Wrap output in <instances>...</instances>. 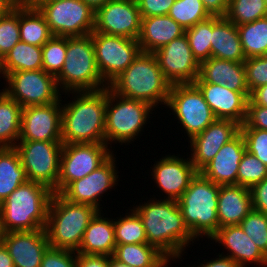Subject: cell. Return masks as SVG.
I'll list each match as a JSON object with an SVG mask.
<instances>
[{
    "instance_id": "6da1fadb",
    "label": "cell",
    "mask_w": 267,
    "mask_h": 267,
    "mask_svg": "<svg viewBox=\"0 0 267 267\" xmlns=\"http://www.w3.org/2000/svg\"><path fill=\"white\" fill-rule=\"evenodd\" d=\"M152 199L133 207L143 222L147 242L169 260L179 259L195 238L186 227L176 200Z\"/></svg>"
},
{
    "instance_id": "7a4b0ae2",
    "label": "cell",
    "mask_w": 267,
    "mask_h": 267,
    "mask_svg": "<svg viewBox=\"0 0 267 267\" xmlns=\"http://www.w3.org/2000/svg\"><path fill=\"white\" fill-rule=\"evenodd\" d=\"M72 93V102L62 105V143L105 144L107 87Z\"/></svg>"
},
{
    "instance_id": "3957f363",
    "label": "cell",
    "mask_w": 267,
    "mask_h": 267,
    "mask_svg": "<svg viewBox=\"0 0 267 267\" xmlns=\"http://www.w3.org/2000/svg\"><path fill=\"white\" fill-rule=\"evenodd\" d=\"M53 194L41 183L27 181L20 185L0 204V232L45 228Z\"/></svg>"
},
{
    "instance_id": "277c9868",
    "label": "cell",
    "mask_w": 267,
    "mask_h": 267,
    "mask_svg": "<svg viewBox=\"0 0 267 267\" xmlns=\"http://www.w3.org/2000/svg\"><path fill=\"white\" fill-rule=\"evenodd\" d=\"M108 87L116 94L157 107L167 104L171 84L166 80L153 53L140 52Z\"/></svg>"
},
{
    "instance_id": "5b68a950",
    "label": "cell",
    "mask_w": 267,
    "mask_h": 267,
    "mask_svg": "<svg viewBox=\"0 0 267 267\" xmlns=\"http://www.w3.org/2000/svg\"><path fill=\"white\" fill-rule=\"evenodd\" d=\"M97 212L90 205L74 203L60 193H54L45 227L49 246L77 252L84 232Z\"/></svg>"
},
{
    "instance_id": "8992f818",
    "label": "cell",
    "mask_w": 267,
    "mask_h": 267,
    "mask_svg": "<svg viewBox=\"0 0 267 267\" xmlns=\"http://www.w3.org/2000/svg\"><path fill=\"white\" fill-rule=\"evenodd\" d=\"M220 185L200 172L177 200L186 227L195 239L211 238L219 229L217 203Z\"/></svg>"
},
{
    "instance_id": "52a82bcc",
    "label": "cell",
    "mask_w": 267,
    "mask_h": 267,
    "mask_svg": "<svg viewBox=\"0 0 267 267\" xmlns=\"http://www.w3.org/2000/svg\"><path fill=\"white\" fill-rule=\"evenodd\" d=\"M56 82L62 93L97 91L108 87L96 65L95 50L90 35L67 37L66 58Z\"/></svg>"
},
{
    "instance_id": "ba28073f",
    "label": "cell",
    "mask_w": 267,
    "mask_h": 267,
    "mask_svg": "<svg viewBox=\"0 0 267 267\" xmlns=\"http://www.w3.org/2000/svg\"><path fill=\"white\" fill-rule=\"evenodd\" d=\"M151 110L154 107L150 104L122 97L107 87L105 144L119 142L122 145L136 140L147 124Z\"/></svg>"
},
{
    "instance_id": "9c48e42d",
    "label": "cell",
    "mask_w": 267,
    "mask_h": 267,
    "mask_svg": "<svg viewBox=\"0 0 267 267\" xmlns=\"http://www.w3.org/2000/svg\"><path fill=\"white\" fill-rule=\"evenodd\" d=\"M34 7L44 16L54 36L81 37L94 30L95 11L83 0L37 3Z\"/></svg>"
},
{
    "instance_id": "30bf717a",
    "label": "cell",
    "mask_w": 267,
    "mask_h": 267,
    "mask_svg": "<svg viewBox=\"0 0 267 267\" xmlns=\"http://www.w3.org/2000/svg\"><path fill=\"white\" fill-rule=\"evenodd\" d=\"M28 181L41 183L58 193L62 142L18 141L14 146Z\"/></svg>"
},
{
    "instance_id": "8fae6325",
    "label": "cell",
    "mask_w": 267,
    "mask_h": 267,
    "mask_svg": "<svg viewBox=\"0 0 267 267\" xmlns=\"http://www.w3.org/2000/svg\"><path fill=\"white\" fill-rule=\"evenodd\" d=\"M166 106L182 125L189 140L216 120L202 92L194 84L171 85Z\"/></svg>"
},
{
    "instance_id": "7c38bea8",
    "label": "cell",
    "mask_w": 267,
    "mask_h": 267,
    "mask_svg": "<svg viewBox=\"0 0 267 267\" xmlns=\"http://www.w3.org/2000/svg\"><path fill=\"white\" fill-rule=\"evenodd\" d=\"M4 90L23 108L48 105L61 97L56 77L42 70L15 71L5 77Z\"/></svg>"
},
{
    "instance_id": "4fadbf2b",
    "label": "cell",
    "mask_w": 267,
    "mask_h": 267,
    "mask_svg": "<svg viewBox=\"0 0 267 267\" xmlns=\"http://www.w3.org/2000/svg\"><path fill=\"white\" fill-rule=\"evenodd\" d=\"M97 69L103 81L109 85L141 52L139 42L131 38L91 33Z\"/></svg>"
},
{
    "instance_id": "5bb4252c",
    "label": "cell",
    "mask_w": 267,
    "mask_h": 267,
    "mask_svg": "<svg viewBox=\"0 0 267 267\" xmlns=\"http://www.w3.org/2000/svg\"><path fill=\"white\" fill-rule=\"evenodd\" d=\"M102 143L63 144L60 156L58 193L100 167L113 152Z\"/></svg>"
},
{
    "instance_id": "9a60e30c",
    "label": "cell",
    "mask_w": 267,
    "mask_h": 267,
    "mask_svg": "<svg viewBox=\"0 0 267 267\" xmlns=\"http://www.w3.org/2000/svg\"><path fill=\"white\" fill-rule=\"evenodd\" d=\"M166 80L171 84H191L199 76L196 60L184 34L153 53Z\"/></svg>"
},
{
    "instance_id": "2e32d148",
    "label": "cell",
    "mask_w": 267,
    "mask_h": 267,
    "mask_svg": "<svg viewBox=\"0 0 267 267\" xmlns=\"http://www.w3.org/2000/svg\"><path fill=\"white\" fill-rule=\"evenodd\" d=\"M142 17L136 0H110L95 11V32L137 40Z\"/></svg>"
},
{
    "instance_id": "e0dca14e",
    "label": "cell",
    "mask_w": 267,
    "mask_h": 267,
    "mask_svg": "<svg viewBox=\"0 0 267 267\" xmlns=\"http://www.w3.org/2000/svg\"><path fill=\"white\" fill-rule=\"evenodd\" d=\"M61 101L24 107L19 141L62 142Z\"/></svg>"
},
{
    "instance_id": "ac0fdd59",
    "label": "cell",
    "mask_w": 267,
    "mask_h": 267,
    "mask_svg": "<svg viewBox=\"0 0 267 267\" xmlns=\"http://www.w3.org/2000/svg\"><path fill=\"white\" fill-rule=\"evenodd\" d=\"M115 159L113 153L100 167L86 177L70 183L60 194L71 202L90 205L102 211L101 196L119 181Z\"/></svg>"
},
{
    "instance_id": "d6986e66",
    "label": "cell",
    "mask_w": 267,
    "mask_h": 267,
    "mask_svg": "<svg viewBox=\"0 0 267 267\" xmlns=\"http://www.w3.org/2000/svg\"><path fill=\"white\" fill-rule=\"evenodd\" d=\"M240 127V124L232 120L216 119L203 132L189 140L193 152L190 160L198 172L211 162L225 143L240 132Z\"/></svg>"
},
{
    "instance_id": "ffe728a7",
    "label": "cell",
    "mask_w": 267,
    "mask_h": 267,
    "mask_svg": "<svg viewBox=\"0 0 267 267\" xmlns=\"http://www.w3.org/2000/svg\"><path fill=\"white\" fill-rule=\"evenodd\" d=\"M159 160L152 168V179L155 180L157 188L168 195L164 196V199L177 201L198 171L190 158L183 159L174 155H166Z\"/></svg>"
},
{
    "instance_id": "44dd1931",
    "label": "cell",
    "mask_w": 267,
    "mask_h": 267,
    "mask_svg": "<svg viewBox=\"0 0 267 267\" xmlns=\"http://www.w3.org/2000/svg\"><path fill=\"white\" fill-rule=\"evenodd\" d=\"M0 240L8 249L14 267H40L50 247L45 228L1 233Z\"/></svg>"
},
{
    "instance_id": "7402d4cb",
    "label": "cell",
    "mask_w": 267,
    "mask_h": 267,
    "mask_svg": "<svg viewBox=\"0 0 267 267\" xmlns=\"http://www.w3.org/2000/svg\"><path fill=\"white\" fill-rule=\"evenodd\" d=\"M216 119L245 123L250 92H236L227 87L206 82H194Z\"/></svg>"
},
{
    "instance_id": "603a6c76",
    "label": "cell",
    "mask_w": 267,
    "mask_h": 267,
    "mask_svg": "<svg viewBox=\"0 0 267 267\" xmlns=\"http://www.w3.org/2000/svg\"><path fill=\"white\" fill-rule=\"evenodd\" d=\"M246 151L244 137L239 132L232 140L222 146L200 173L218 185L237 184L239 164Z\"/></svg>"
},
{
    "instance_id": "cb8c5ba5",
    "label": "cell",
    "mask_w": 267,
    "mask_h": 267,
    "mask_svg": "<svg viewBox=\"0 0 267 267\" xmlns=\"http://www.w3.org/2000/svg\"><path fill=\"white\" fill-rule=\"evenodd\" d=\"M210 240H214L228 249L227 255L224 256L230 257L241 267H247V263L267 267V257L246 235L240 225L221 227Z\"/></svg>"
},
{
    "instance_id": "d4e9b609",
    "label": "cell",
    "mask_w": 267,
    "mask_h": 267,
    "mask_svg": "<svg viewBox=\"0 0 267 267\" xmlns=\"http://www.w3.org/2000/svg\"><path fill=\"white\" fill-rule=\"evenodd\" d=\"M195 82L219 84L236 92H249L244 62H234L211 57L200 63Z\"/></svg>"
},
{
    "instance_id": "484cf974",
    "label": "cell",
    "mask_w": 267,
    "mask_h": 267,
    "mask_svg": "<svg viewBox=\"0 0 267 267\" xmlns=\"http://www.w3.org/2000/svg\"><path fill=\"white\" fill-rule=\"evenodd\" d=\"M217 205L219 228L239 225L253 209L250 190L237 184L220 185Z\"/></svg>"
},
{
    "instance_id": "4316f807",
    "label": "cell",
    "mask_w": 267,
    "mask_h": 267,
    "mask_svg": "<svg viewBox=\"0 0 267 267\" xmlns=\"http://www.w3.org/2000/svg\"><path fill=\"white\" fill-rule=\"evenodd\" d=\"M185 30L169 15L144 17L141 20L137 41L141 52L154 53L175 38L184 35Z\"/></svg>"
},
{
    "instance_id": "83f0119b",
    "label": "cell",
    "mask_w": 267,
    "mask_h": 267,
    "mask_svg": "<svg viewBox=\"0 0 267 267\" xmlns=\"http://www.w3.org/2000/svg\"><path fill=\"white\" fill-rule=\"evenodd\" d=\"M211 57L244 62L238 28L226 17L212 16Z\"/></svg>"
},
{
    "instance_id": "f1b7e54d",
    "label": "cell",
    "mask_w": 267,
    "mask_h": 267,
    "mask_svg": "<svg viewBox=\"0 0 267 267\" xmlns=\"http://www.w3.org/2000/svg\"><path fill=\"white\" fill-rule=\"evenodd\" d=\"M101 214L98 211L90 220L76 253L113 256L116 247L114 221Z\"/></svg>"
},
{
    "instance_id": "f546056e",
    "label": "cell",
    "mask_w": 267,
    "mask_h": 267,
    "mask_svg": "<svg viewBox=\"0 0 267 267\" xmlns=\"http://www.w3.org/2000/svg\"><path fill=\"white\" fill-rule=\"evenodd\" d=\"M113 257L131 267H168L170 260L148 243L116 245Z\"/></svg>"
},
{
    "instance_id": "4dcf8cb0",
    "label": "cell",
    "mask_w": 267,
    "mask_h": 267,
    "mask_svg": "<svg viewBox=\"0 0 267 267\" xmlns=\"http://www.w3.org/2000/svg\"><path fill=\"white\" fill-rule=\"evenodd\" d=\"M27 181L17 150L14 147L0 148V204Z\"/></svg>"
},
{
    "instance_id": "1f68e13d",
    "label": "cell",
    "mask_w": 267,
    "mask_h": 267,
    "mask_svg": "<svg viewBox=\"0 0 267 267\" xmlns=\"http://www.w3.org/2000/svg\"><path fill=\"white\" fill-rule=\"evenodd\" d=\"M22 109L4 90L0 92V148L14 147L19 141Z\"/></svg>"
},
{
    "instance_id": "d6a6232c",
    "label": "cell",
    "mask_w": 267,
    "mask_h": 267,
    "mask_svg": "<svg viewBox=\"0 0 267 267\" xmlns=\"http://www.w3.org/2000/svg\"><path fill=\"white\" fill-rule=\"evenodd\" d=\"M42 47L19 41L1 60L5 78L15 71L42 70Z\"/></svg>"
},
{
    "instance_id": "836d02e7",
    "label": "cell",
    "mask_w": 267,
    "mask_h": 267,
    "mask_svg": "<svg viewBox=\"0 0 267 267\" xmlns=\"http://www.w3.org/2000/svg\"><path fill=\"white\" fill-rule=\"evenodd\" d=\"M20 41L42 47L53 35L35 7H19Z\"/></svg>"
},
{
    "instance_id": "e575fe53",
    "label": "cell",
    "mask_w": 267,
    "mask_h": 267,
    "mask_svg": "<svg viewBox=\"0 0 267 267\" xmlns=\"http://www.w3.org/2000/svg\"><path fill=\"white\" fill-rule=\"evenodd\" d=\"M237 28L246 58L267 56V16Z\"/></svg>"
},
{
    "instance_id": "d590c367",
    "label": "cell",
    "mask_w": 267,
    "mask_h": 267,
    "mask_svg": "<svg viewBox=\"0 0 267 267\" xmlns=\"http://www.w3.org/2000/svg\"><path fill=\"white\" fill-rule=\"evenodd\" d=\"M114 221L116 245L148 243L143 222L134 209Z\"/></svg>"
},
{
    "instance_id": "8d00e7d4",
    "label": "cell",
    "mask_w": 267,
    "mask_h": 267,
    "mask_svg": "<svg viewBox=\"0 0 267 267\" xmlns=\"http://www.w3.org/2000/svg\"><path fill=\"white\" fill-rule=\"evenodd\" d=\"M185 35L191 51L199 63L211 58L212 16L186 29Z\"/></svg>"
},
{
    "instance_id": "74e56055",
    "label": "cell",
    "mask_w": 267,
    "mask_h": 267,
    "mask_svg": "<svg viewBox=\"0 0 267 267\" xmlns=\"http://www.w3.org/2000/svg\"><path fill=\"white\" fill-rule=\"evenodd\" d=\"M267 16L265 0H229L225 17L239 26Z\"/></svg>"
},
{
    "instance_id": "f35d334b",
    "label": "cell",
    "mask_w": 267,
    "mask_h": 267,
    "mask_svg": "<svg viewBox=\"0 0 267 267\" xmlns=\"http://www.w3.org/2000/svg\"><path fill=\"white\" fill-rule=\"evenodd\" d=\"M184 29H188L211 15L202 0H175L168 14Z\"/></svg>"
},
{
    "instance_id": "ab89813d",
    "label": "cell",
    "mask_w": 267,
    "mask_h": 267,
    "mask_svg": "<svg viewBox=\"0 0 267 267\" xmlns=\"http://www.w3.org/2000/svg\"><path fill=\"white\" fill-rule=\"evenodd\" d=\"M19 41V7L9 5L0 13V60Z\"/></svg>"
},
{
    "instance_id": "60d3db41",
    "label": "cell",
    "mask_w": 267,
    "mask_h": 267,
    "mask_svg": "<svg viewBox=\"0 0 267 267\" xmlns=\"http://www.w3.org/2000/svg\"><path fill=\"white\" fill-rule=\"evenodd\" d=\"M67 51V37L52 36L42 46L43 70L53 76H57L64 64Z\"/></svg>"
},
{
    "instance_id": "b9f144b4",
    "label": "cell",
    "mask_w": 267,
    "mask_h": 267,
    "mask_svg": "<svg viewBox=\"0 0 267 267\" xmlns=\"http://www.w3.org/2000/svg\"><path fill=\"white\" fill-rule=\"evenodd\" d=\"M267 178V166L248 151L239 164L237 185L251 188Z\"/></svg>"
},
{
    "instance_id": "7bdbcfd3",
    "label": "cell",
    "mask_w": 267,
    "mask_h": 267,
    "mask_svg": "<svg viewBox=\"0 0 267 267\" xmlns=\"http://www.w3.org/2000/svg\"><path fill=\"white\" fill-rule=\"evenodd\" d=\"M239 225L267 257V214L252 209Z\"/></svg>"
},
{
    "instance_id": "ee69618b",
    "label": "cell",
    "mask_w": 267,
    "mask_h": 267,
    "mask_svg": "<svg viewBox=\"0 0 267 267\" xmlns=\"http://www.w3.org/2000/svg\"><path fill=\"white\" fill-rule=\"evenodd\" d=\"M249 92L267 84V56L249 57L244 61Z\"/></svg>"
},
{
    "instance_id": "f6af8a7d",
    "label": "cell",
    "mask_w": 267,
    "mask_h": 267,
    "mask_svg": "<svg viewBox=\"0 0 267 267\" xmlns=\"http://www.w3.org/2000/svg\"><path fill=\"white\" fill-rule=\"evenodd\" d=\"M247 151L267 166V130L240 129Z\"/></svg>"
},
{
    "instance_id": "bcb514c9",
    "label": "cell",
    "mask_w": 267,
    "mask_h": 267,
    "mask_svg": "<svg viewBox=\"0 0 267 267\" xmlns=\"http://www.w3.org/2000/svg\"><path fill=\"white\" fill-rule=\"evenodd\" d=\"M40 267H76V252L49 247L42 257Z\"/></svg>"
},
{
    "instance_id": "7dc6e473",
    "label": "cell",
    "mask_w": 267,
    "mask_h": 267,
    "mask_svg": "<svg viewBox=\"0 0 267 267\" xmlns=\"http://www.w3.org/2000/svg\"><path fill=\"white\" fill-rule=\"evenodd\" d=\"M240 129L267 130V107L255 105L249 100L246 120Z\"/></svg>"
},
{
    "instance_id": "c3c4849f",
    "label": "cell",
    "mask_w": 267,
    "mask_h": 267,
    "mask_svg": "<svg viewBox=\"0 0 267 267\" xmlns=\"http://www.w3.org/2000/svg\"><path fill=\"white\" fill-rule=\"evenodd\" d=\"M142 18L168 15L175 0H136Z\"/></svg>"
},
{
    "instance_id": "681fc988",
    "label": "cell",
    "mask_w": 267,
    "mask_h": 267,
    "mask_svg": "<svg viewBox=\"0 0 267 267\" xmlns=\"http://www.w3.org/2000/svg\"><path fill=\"white\" fill-rule=\"evenodd\" d=\"M249 190L253 210L267 214V178L252 186Z\"/></svg>"
},
{
    "instance_id": "f907efd6",
    "label": "cell",
    "mask_w": 267,
    "mask_h": 267,
    "mask_svg": "<svg viewBox=\"0 0 267 267\" xmlns=\"http://www.w3.org/2000/svg\"><path fill=\"white\" fill-rule=\"evenodd\" d=\"M76 267H109V256L76 253Z\"/></svg>"
},
{
    "instance_id": "816d5d0a",
    "label": "cell",
    "mask_w": 267,
    "mask_h": 267,
    "mask_svg": "<svg viewBox=\"0 0 267 267\" xmlns=\"http://www.w3.org/2000/svg\"><path fill=\"white\" fill-rule=\"evenodd\" d=\"M202 2L211 16L225 17L229 0H202Z\"/></svg>"
},
{
    "instance_id": "f5cc1de1",
    "label": "cell",
    "mask_w": 267,
    "mask_h": 267,
    "mask_svg": "<svg viewBox=\"0 0 267 267\" xmlns=\"http://www.w3.org/2000/svg\"><path fill=\"white\" fill-rule=\"evenodd\" d=\"M205 263L204 264L201 263V265H198V267H241L230 257L224 256L222 253L221 254L219 253L218 258H215L212 261H207Z\"/></svg>"
},
{
    "instance_id": "db71d44e",
    "label": "cell",
    "mask_w": 267,
    "mask_h": 267,
    "mask_svg": "<svg viewBox=\"0 0 267 267\" xmlns=\"http://www.w3.org/2000/svg\"><path fill=\"white\" fill-rule=\"evenodd\" d=\"M249 100L255 105L267 107V84L254 89Z\"/></svg>"
},
{
    "instance_id": "11a10c76",
    "label": "cell",
    "mask_w": 267,
    "mask_h": 267,
    "mask_svg": "<svg viewBox=\"0 0 267 267\" xmlns=\"http://www.w3.org/2000/svg\"><path fill=\"white\" fill-rule=\"evenodd\" d=\"M0 267H14L9 251L3 242L0 240Z\"/></svg>"
},
{
    "instance_id": "9f6ffc18",
    "label": "cell",
    "mask_w": 267,
    "mask_h": 267,
    "mask_svg": "<svg viewBox=\"0 0 267 267\" xmlns=\"http://www.w3.org/2000/svg\"><path fill=\"white\" fill-rule=\"evenodd\" d=\"M40 0H8V4L14 7H34Z\"/></svg>"
},
{
    "instance_id": "6f0895ef",
    "label": "cell",
    "mask_w": 267,
    "mask_h": 267,
    "mask_svg": "<svg viewBox=\"0 0 267 267\" xmlns=\"http://www.w3.org/2000/svg\"><path fill=\"white\" fill-rule=\"evenodd\" d=\"M88 6H90L94 11L105 5L110 0H83Z\"/></svg>"
},
{
    "instance_id": "680465c9",
    "label": "cell",
    "mask_w": 267,
    "mask_h": 267,
    "mask_svg": "<svg viewBox=\"0 0 267 267\" xmlns=\"http://www.w3.org/2000/svg\"><path fill=\"white\" fill-rule=\"evenodd\" d=\"M109 267H131V266L118 261L113 256H109Z\"/></svg>"
},
{
    "instance_id": "91938a15",
    "label": "cell",
    "mask_w": 267,
    "mask_h": 267,
    "mask_svg": "<svg viewBox=\"0 0 267 267\" xmlns=\"http://www.w3.org/2000/svg\"><path fill=\"white\" fill-rule=\"evenodd\" d=\"M9 6L8 0H0V13Z\"/></svg>"
},
{
    "instance_id": "94428289",
    "label": "cell",
    "mask_w": 267,
    "mask_h": 267,
    "mask_svg": "<svg viewBox=\"0 0 267 267\" xmlns=\"http://www.w3.org/2000/svg\"><path fill=\"white\" fill-rule=\"evenodd\" d=\"M54 1H59V0H40L38 3H49Z\"/></svg>"
},
{
    "instance_id": "6125c7cd",
    "label": "cell",
    "mask_w": 267,
    "mask_h": 267,
    "mask_svg": "<svg viewBox=\"0 0 267 267\" xmlns=\"http://www.w3.org/2000/svg\"><path fill=\"white\" fill-rule=\"evenodd\" d=\"M0 74H2V72H1V60H0Z\"/></svg>"
}]
</instances>
